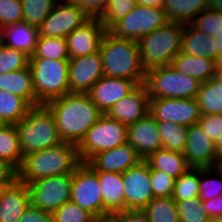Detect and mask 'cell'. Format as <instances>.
Instances as JSON below:
<instances>
[{
  "mask_svg": "<svg viewBox=\"0 0 222 222\" xmlns=\"http://www.w3.org/2000/svg\"><path fill=\"white\" fill-rule=\"evenodd\" d=\"M127 136L128 126L102 114L77 145L81 162L87 163L95 154L125 144Z\"/></svg>",
  "mask_w": 222,
  "mask_h": 222,
  "instance_id": "ba28073f",
  "label": "cell"
},
{
  "mask_svg": "<svg viewBox=\"0 0 222 222\" xmlns=\"http://www.w3.org/2000/svg\"><path fill=\"white\" fill-rule=\"evenodd\" d=\"M215 49H217V63L222 62V30L215 37Z\"/></svg>",
  "mask_w": 222,
  "mask_h": 222,
  "instance_id": "db71d44e",
  "label": "cell"
},
{
  "mask_svg": "<svg viewBox=\"0 0 222 222\" xmlns=\"http://www.w3.org/2000/svg\"><path fill=\"white\" fill-rule=\"evenodd\" d=\"M45 106L53 114L60 139L75 145L103 114L88 93L69 92Z\"/></svg>",
  "mask_w": 222,
  "mask_h": 222,
  "instance_id": "6da1fadb",
  "label": "cell"
},
{
  "mask_svg": "<svg viewBox=\"0 0 222 222\" xmlns=\"http://www.w3.org/2000/svg\"><path fill=\"white\" fill-rule=\"evenodd\" d=\"M218 74L222 77V62L218 64Z\"/></svg>",
  "mask_w": 222,
  "mask_h": 222,
  "instance_id": "680465c9",
  "label": "cell"
},
{
  "mask_svg": "<svg viewBox=\"0 0 222 222\" xmlns=\"http://www.w3.org/2000/svg\"><path fill=\"white\" fill-rule=\"evenodd\" d=\"M202 206L210 219L222 217V194L210 200L202 201Z\"/></svg>",
  "mask_w": 222,
  "mask_h": 222,
  "instance_id": "f907efd6",
  "label": "cell"
},
{
  "mask_svg": "<svg viewBox=\"0 0 222 222\" xmlns=\"http://www.w3.org/2000/svg\"><path fill=\"white\" fill-rule=\"evenodd\" d=\"M190 24L207 33L212 38L218 36V33L222 30V13L212 10L209 7L202 10Z\"/></svg>",
  "mask_w": 222,
  "mask_h": 222,
  "instance_id": "b9f144b4",
  "label": "cell"
},
{
  "mask_svg": "<svg viewBox=\"0 0 222 222\" xmlns=\"http://www.w3.org/2000/svg\"><path fill=\"white\" fill-rule=\"evenodd\" d=\"M196 100L201 115L222 114V77L217 74L200 83Z\"/></svg>",
  "mask_w": 222,
  "mask_h": 222,
  "instance_id": "f1b7e54d",
  "label": "cell"
},
{
  "mask_svg": "<svg viewBox=\"0 0 222 222\" xmlns=\"http://www.w3.org/2000/svg\"><path fill=\"white\" fill-rule=\"evenodd\" d=\"M208 7L222 13V0H208Z\"/></svg>",
  "mask_w": 222,
  "mask_h": 222,
  "instance_id": "11a10c76",
  "label": "cell"
},
{
  "mask_svg": "<svg viewBox=\"0 0 222 222\" xmlns=\"http://www.w3.org/2000/svg\"><path fill=\"white\" fill-rule=\"evenodd\" d=\"M184 24L167 22L137 42L144 69L171 65L172 59L181 51Z\"/></svg>",
  "mask_w": 222,
  "mask_h": 222,
  "instance_id": "5b68a950",
  "label": "cell"
},
{
  "mask_svg": "<svg viewBox=\"0 0 222 222\" xmlns=\"http://www.w3.org/2000/svg\"><path fill=\"white\" fill-rule=\"evenodd\" d=\"M97 222H109L107 219L104 220H98Z\"/></svg>",
  "mask_w": 222,
  "mask_h": 222,
  "instance_id": "6125c7cd",
  "label": "cell"
},
{
  "mask_svg": "<svg viewBox=\"0 0 222 222\" xmlns=\"http://www.w3.org/2000/svg\"><path fill=\"white\" fill-rule=\"evenodd\" d=\"M216 39L207 33L199 31L190 23L184 24L181 51L193 56L213 59L217 62V49H215Z\"/></svg>",
  "mask_w": 222,
  "mask_h": 222,
  "instance_id": "484cf974",
  "label": "cell"
},
{
  "mask_svg": "<svg viewBox=\"0 0 222 222\" xmlns=\"http://www.w3.org/2000/svg\"><path fill=\"white\" fill-rule=\"evenodd\" d=\"M30 56L0 42V74L18 71L29 66Z\"/></svg>",
  "mask_w": 222,
  "mask_h": 222,
  "instance_id": "ab89813d",
  "label": "cell"
},
{
  "mask_svg": "<svg viewBox=\"0 0 222 222\" xmlns=\"http://www.w3.org/2000/svg\"><path fill=\"white\" fill-rule=\"evenodd\" d=\"M106 219L109 222H149L142 210H124L110 214Z\"/></svg>",
  "mask_w": 222,
  "mask_h": 222,
  "instance_id": "c3c4849f",
  "label": "cell"
},
{
  "mask_svg": "<svg viewBox=\"0 0 222 222\" xmlns=\"http://www.w3.org/2000/svg\"><path fill=\"white\" fill-rule=\"evenodd\" d=\"M142 211L149 222H180L176 201L172 197L153 198Z\"/></svg>",
  "mask_w": 222,
  "mask_h": 222,
  "instance_id": "836d02e7",
  "label": "cell"
},
{
  "mask_svg": "<svg viewBox=\"0 0 222 222\" xmlns=\"http://www.w3.org/2000/svg\"><path fill=\"white\" fill-rule=\"evenodd\" d=\"M17 180V169L8 162L0 160V183H15Z\"/></svg>",
  "mask_w": 222,
  "mask_h": 222,
  "instance_id": "816d5d0a",
  "label": "cell"
},
{
  "mask_svg": "<svg viewBox=\"0 0 222 222\" xmlns=\"http://www.w3.org/2000/svg\"><path fill=\"white\" fill-rule=\"evenodd\" d=\"M14 183H0V199Z\"/></svg>",
  "mask_w": 222,
  "mask_h": 222,
  "instance_id": "6f0895ef",
  "label": "cell"
},
{
  "mask_svg": "<svg viewBox=\"0 0 222 222\" xmlns=\"http://www.w3.org/2000/svg\"><path fill=\"white\" fill-rule=\"evenodd\" d=\"M36 99L41 105L69 93V59L30 58Z\"/></svg>",
  "mask_w": 222,
  "mask_h": 222,
  "instance_id": "8992f818",
  "label": "cell"
},
{
  "mask_svg": "<svg viewBox=\"0 0 222 222\" xmlns=\"http://www.w3.org/2000/svg\"><path fill=\"white\" fill-rule=\"evenodd\" d=\"M136 5L135 0H107L105 11L99 19L108 30L116 21L126 17Z\"/></svg>",
  "mask_w": 222,
  "mask_h": 222,
  "instance_id": "7bdbcfd3",
  "label": "cell"
},
{
  "mask_svg": "<svg viewBox=\"0 0 222 222\" xmlns=\"http://www.w3.org/2000/svg\"><path fill=\"white\" fill-rule=\"evenodd\" d=\"M59 0H21L23 22L39 27Z\"/></svg>",
  "mask_w": 222,
  "mask_h": 222,
  "instance_id": "8d00e7d4",
  "label": "cell"
},
{
  "mask_svg": "<svg viewBox=\"0 0 222 222\" xmlns=\"http://www.w3.org/2000/svg\"><path fill=\"white\" fill-rule=\"evenodd\" d=\"M142 160L137 151L126 142L113 149L95 154L87 164L95 171L123 173L138 165Z\"/></svg>",
  "mask_w": 222,
  "mask_h": 222,
  "instance_id": "ffe728a7",
  "label": "cell"
},
{
  "mask_svg": "<svg viewBox=\"0 0 222 222\" xmlns=\"http://www.w3.org/2000/svg\"><path fill=\"white\" fill-rule=\"evenodd\" d=\"M210 222H222V217L212 218Z\"/></svg>",
  "mask_w": 222,
  "mask_h": 222,
  "instance_id": "91938a15",
  "label": "cell"
},
{
  "mask_svg": "<svg viewBox=\"0 0 222 222\" xmlns=\"http://www.w3.org/2000/svg\"><path fill=\"white\" fill-rule=\"evenodd\" d=\"M74 5L80 6L91 17H100L105 11L107 0H65Z\"/></svg>",
  "mask_w": 222,
  "mask_h": 222,
  "instance_id": "7dc6e473",
  "label": "cell"
},
{
  "mask_svg": "<svg viewBox=\"0 0 222 222\" xmlns=\"http://www.w3.org/2000/svg\"><path fill=\"white\" fill-rule=\"evenodd\" d=\"M149 114L156 121H167L188 127L197 124L201 113L196 98L149 99Z\"/></svg>",
  "mask_w": 222,
  "mask_h": 222,
  "instance_id": "4fadbf2b",
  "label": "cell"
},
{
  "mask_svg": "<svg viewBox=\"0 0 222 222\" xmlns=\"http://www.w3.org/2000/svg\"><path fill=\"white\" fill-rule=\"evenodd\" d=\"M177 71L206 82L218 74V63L213 59L179 52L171 62Z\"/></svg>",
  "mask_w": 222,
  "mask_h": 222,
  "instance_id": "d4e9b609",
  "label": "cell"
},
{
  "mask_svg": "<svg viewBox=\"0 0 222 222\" xmlns=\"http://www.w3.org/2000/svg\"><path fill=\"white\" fill-rule=\"evenodd\" d=\"M18 222H52V214L29 204Z\"/></svg>",
  "mask_w": 222,
  "mask_h": 222,
  "instance_id": "681fc988",
  "label": "cell"
},
{
  "mask_svg": "<svg viewBox=\"0 0 222 222\" xmlns=\"http://www.w3.org/2000/svg\"><path fill=\"white\" fill-rule=\"evenodd\" d=\"M145 161L149 164L150 169L162 171L175 179L190 168L183 153L163 148L152 152Z\"/></svg>",
  "mask_w": 222,
  "mask_h": 222,
  "instance_id": "83f0119b",
  "label": "cell"
},
{
  "mask_svg": "<svg viewBox=\"0 0 222 222\" xmlns=\"http://www.w3.org/2000/svg\"><path fill=\"white\" fill-rule=\"evenodd\" d=\"M167 22L164 8L137 4L126 17L116 21L107 31L117 38L138 41Z\"/></svg>",
  "mask_w": 222,
  "mask_h": 222,
  "instance_id": "9c48e42d",
  "label": "cell"
},
{
  "mask_svg": "<svg viewBox=\"0 0 222 222\" xmlns=\"http://www.w3.org/2000/svg\"><path fill=\"white\" fill-rule=\"evenodd\" d=\"M217 163L222 160V134L215 142Z\"/></svg>",
  "mask_w": 222,
  "mask_h": 222,
  "instance_id": "9f6ffc18",
  "label": "cell"
},
{
  "mask_svg": "<svg viewBox=\"0 0 222 222\" xmlns=\"http://www.w3.org/2000/svg\"><path fill=\"white\" fill-rule=\"evenodd\" d=\"M107 29L99 17H91L82 26L67 35L69 58L85 56L100 50Z\"/></svg>",
  "mask_w": 222,
  "mask_h": 222,
  "instance_id": "e0dca14e",
  "label": "cell"
},
{
  "mask_svg": "<svg viewBox=\"0 0 222 222\" xmlns=\"http://www.w3.org/2000/svg\"><path fill=\"white\" fill-rule=\"evenodd\" d=\"M200 168H189L179 178L175 179L172 198L185 200L200 195Z\"/></svg>",
  "mask_w": 222,
  "mask_h": 222,
  "instance_id": "d590c367",
  "label": "cell"
},
{
  "mask_svg": "<svg viewBox=\"0 0 222 222\" xmlns=\"http://www.w3.org/2000/svg\"><path fill=\"white\" fill-rule=\"evenodd\" d=\"M136 4L141 6H148V7H161L165 3V0H135Z\"/></svg>",
  "mask_w": 222,
  "mask_h": 222,
  "instance_id": "f5cc1de1",
  "label": "cell"
},
{
  "mask_svg": "<svg viewBox=\"0 0 222 222\" xmlns=\"http://www.w3.org/2000/svg\"><path fill=\"white\" fill-rule=\"evenodd\" d=\"M200 83L196 78L177 71L171 65L147 70L144 81L149 99L196 98Z\"/></svg>",
  "mask_w": 222,
  "mask_h": 222,
  "instance_id": "52a82bcc",
  "label": "cell"
},
{
  "mask_svg": "<svg viewBox=\"0 0 222 222\" xmlns=\"http://www.w3.org/2000/svg\"><path fill=\"white\" fill-rule=\"evenodd\" d=\"M29 204L27 184L17 180L0 199V222H18Z\"/></svg>",
  "mask_w": 222,
  "mask_h": 222,
  "instance_id": "4316f807",
  "label": "cell"
},
{
  "mask_svg": "<svg viewBox=\"0 0 222 222\" xmlns=\"http://www.w3.org/2000/svg\"><path fill=\"white\" fill-rule=\"evenodd\" d=\"M183 155L190 168L217 166L215 142L208 137L199 123L187 127V138Z\"/></svg>",
  "mask_w": 222,
  "mask_h": 222,
  "instance_id": "9a60e30c",
  "label": "cell"
},
{
  "mask_svg": "<svg viewBox=\"0 0 222 222\" xmlns=\"http://www.w3.org/2000/svg\"><path fill=\"white\" fill-rule=\"evenodd\" d=\"M72 202L103 220V199L97 172L87 163H81L73 172Z\"/></svg>",
  "mask_w": 222,
  "mask_h": 222,
  "instance_id": "8fae6325",
  "label": "cell"
},
{
  "mask_svg": "<svg viewBox=\"0 0 222 222\" xmlns=\"http://www.w3.org/2000/svg\"><path fill=\"white\" fill-rule=\"evenodd\" d=\"M127 142L145 160L152 152L162 148L156 120L148 113L128 126Z\"/></svg>",
  "mask_w": 222,
  "mask_h": 222,
  "instance_id": "44dd1931",
  "label": "cell"
},
{
  "mask_svg": "<svg viewBox=\"0 0 222 222\" xmlns=\"http://www.w3.org/2000/svg\"><path fill=\"white\" fill-rule=\"evenodd\" d=\"M52 214V222H97L98 219L89 211L71 200L63 204Z\"/></svg>",
  "mask_w": 222,
  "mask_h": 222,
  "instance_id": "60d3db41",
  "label": "cell"
},
{
  "mask_svg": "<svg viewBox=\"0 0 222 222\" xmlns=\"http://www.w3.org/2000/svg\"><path fill=\"white\" fill-rule=\"evenodd\" d=\"M136 86L134 81L103 75L87 93L99 110L106 114L117 101L129 94Z\"/></svg>",
  "mask_w": 222,
  "mask_h": 222,
  "instance_id": "d6986e66",
  "label": "cell"
},
{
  "mask_svg": "<svg viewBox=\"0 0 222 222\" xmlns=\"http://www.w3.org/2000/svg\"><path fill=\"white\" fill-rule=\"evenodd\" d=\"M23 22L21 0H0V29Z\"/></svg>",
  "mask_w": 222,
  "mask_h": 222,
  "instance_id": "ee69618b",
  "label": "cell"
},
{
  "mask_svg": "<svg viewBox=\"0 0 222 222\" xmlns=\"http://www.w3.org/2000/svg\"><path fill=\"white\" fill-rule=\"evenodd\" d=\"M162 148L183 153L187 138V127L167 121H156Z\"/></svg>",
  "mask_w": 222,
  "mask_h": 222,
  "instance_id": "d6a6232c",
  "label": "cell"
},
{
  "mask_svg": "<svg viewBox=\"0 0 222 222\" xmlns=\"http://www.w3.org/2000/svg\"><path fill=\"white\" fill-rule=\"evenodd\" d=\"M90 18L91 16L80 6L59 0L38 27V33L44 37L66 38Z\"/></svg>",
  "mask_w": 222,
  "mask_h": 222,
  "instance_id": "7c38bea8",
  "label": "cell"
},
{
  "mask_svg": "<svg viewBox=\"0 0 222 222\" xmlns=\"http://www.w3.org/2000/svg\"><path fill=\"white\" fill-rule=\"evenodd\" d=\"M217 175V178H210L211 174ZM205 177V178H204ZM209 177V178H208ZM207 178V179H206ZM199 198L202 201L210 200L222 194V172L218 167L200 168V181H199Z\"/></svg>",
  "mask_w": 222,
  "mask_h": 222,
  "instance_id": "f35d334b",
  "label": "cell"
},
{
  "mask_svg": "<svg viewBox=\"0 0 222 222\" xmlns=\"http://www.w3.org/2000/svg\"><path fill=\"white\" fill-rule=\"evenodd\" d=\"M175 201L180 222H210L199 196Z\"/></svg>",
  "mask_w": 222,
  "mask_h": 222,
  "instance_id": "74e56055",
  "label": "cell"
},
{
  "mask_svg": "<svg viewBox=\"0 0 222 222\" xmlns=\"http://www.w3.org/2000/svg\"><path fill=\"white\" fill-rule=\"evenodd\" d=\"M198 123L203 128L208 137L214 142H216L217 139L221 136L222 114L201 115Z\"/></svg>",
  "mask_w": 222,
  "mask_h": 222,
  "instance_id": "bcb514c9",
  "label": "cell"
},
{
  "mask_svg": "<svg viewBox=\"0 0 222 222\" xmlns=\"http://www.w3.org/2000/svg\"><path fill=\"white\" fill-rule=\"evenodd\" d=\"M73 174H63L37 179L27 184L32 207L54 212L71 199Z\"/></svg>",
  "mask_w": 222,
  "mask_h": 222,
  "instance_id": "30bf717a",
  "label": "cell"
},
{
  "mask_svg": "<svg viewBox=\"0 0 222 222\" xmlns=\"http://www.w3.org/2000/svg\"><path fill=\"white\" fill-rule=\"evenodd\" d=\"M30 58L69 59L66 38L39 36L35 52Z\"/></svg>",
  "mask_w": 222,
  "mask_h": 222,
  "instance_id": "e575fe53",
  "label": "cell"
},
{
  "mask_svg": "<svg viewBox=\"0 0 222 222\" xmlns=\"http://www.w3.org/2000/svg\"><path fill=\"white\" fill-rule=\"evenodd\" d=\"M4 123L1 121V119H0V126H2Z\"/></svg>",
  "mask_w": 222,
  "mask_h": 222,
  "instance_id": "be15d7a7",
  "label": "cell"
},
{
  "mask_svg": "<svg viewBox=\"0 0 222 222\" xmlns=\"http://www.w3.org/2000/svg\"><path fill=\"white\" fill-rule=\"evenodd\" d=\"M32 107L21 97L0 90V119L4 124H16Z\"/></svg>",
  "mask_w": 222,
  "mask_h": 222,
  "instance_id": "1f68e13d",
  "label": "cell"
},
{
  "mask_svg": "<svg viewBox=\"0 0 222 222\" xmlns=\"http://www.w3.org/2000/svg\"><path fill=\"white\" fill-rule=\"evenodd\" d=\"M39 37L38 28L25 22L11 24L0 29V42L32 56Z\"/></svg>",
  "mask_w": 222,
  "mask_h": 222,
  "instance_id": "603a6c76",
  "label": "cell"
},
{
  "mask_svg": "<svg viewBox=\"0 0 222 222\" xmlns=\"http://www.w3.org/2000/svg\"><path fill=\"white\" fill-rule=\"evenodd\" d=\"M103 76V63L100 51L69 58V91L87 93Z\"/></svg>",
  "mask_w": 222,
  "mask_h": 222,
  "instance_id": "2e32d148",
  "label": "cell"
},
{
  "mask_svg": "<svg viewBox=\"0 0 222 222\" xmlns=\"http://www.w3.org/2000/svg\"><path fill=\"white\" fill-rule=\"evenodd\" d=\"M99 51L104 76L125 78L137 85L144 83L146 70L141 62L137 41L117 38L107 31Z\"/></svg>",
  "mask_w": 222,
  "mask_h": 222,
  "instance_id": "3957f363",
  "label": "cell"
},
{
  "mask_svg": "<svg viewBox=\"0 0 222 222\" xmlns=\"http://www.w3.org/2000/svg\"><path fill=\"white\" fill-rule=\"evenodd\" d=\"M23 157L15 124L0 126V160L8 162L18 170Z\"/></svg>",
  "mask_w": 222,
  "mask_h": 222,
  "instance_id": "4dcf8cb0",
  "label": "cell"
},
{
  "mask_svg": "<svg viewBox=\"0 0 222 222\" xmlns=\"http://www.w3.org/2000/svg\"><path fill=\"white\" fill-rule=\"evenodd\" d=\"M15 127L23 155L63 142L59 137L53 114L45 105L32 107Z\"/></svg>",
  "mask_w": 222,
  "mask_h": 222,
  "instance_id": "277c9868",
  "label": "cell"
},
{
  "mask_svg": "<svg viewBox=\"0 0 222 222\" xmlns=\"http://www.w3.org/2000/svg\"><path fill=\"white\" fill-rule=\"evenodd\" d=\"M149 113V95L144 83L117 101L106 113L109 117L129 126Z\"/></svg>",
  "mask_w": 222,
  "mask_h": 222,
  "instance_id": "ac0fdd59",
  "label": "cell"
},
{
  "mask_svg": "<svg viewBox=\"0 0 222 222\" xmlns=\"http://www.w3.org/2000/svg\"><path fill=\"white\" fill-rule=\"evenodd\" d=\"M163 8L169 22L187 24L208 8V0H165Z\"/></svg>",
  "mask_w": 222,
  "mask_h": 222,
  "instance_id": "f546056e",
  "label": "cell"
},
{
  "mask_svg": "<svg viewBox=\"0 0 222 222\" xmlns=\"http://www.w3.org/2000/svg\"><path fill=\"white\" fill-rule=\"evenodd\" d=\"M150 178L154 198L172 196L175 178L155 169H150Z\"/></svg>",
  "mask_w": 222,
  "mask_h": 222,
  "instance_id": "f6af8a7d",
  "label": "cell"
},
{
  "mask_svg": "<svg viewBox=\"0 0 222 222\" xmlns=\"http://www.w3.org/2000/svg\"><path fill=\"white\" fill-rule=\"evenodd\" d=\"M125 210H143L154 198L150 166L142 160L138 165L122 173Z\"/></svg>",
  "mask_w": 222,
  "mask_h": 222,
  "instance_id": "5bb4252c",
  "label": "cell"
},
{
  "mask_svg": "<svg viewBox=\"0 0 222 222\" xmlns=\"http://www.w3.org/2000/svg\"><path fill=\"white\" fill-rule=\"evenodd\" d=\"M77 145L70 142L26 154L18 171V181L29 184L37 179L73 174L81 164Z\"/></svg>",
  "mask_w": 222,
  "mask_h": 222,
  "instance_id": "7a4b0ae2",
  "label": "cell"
},
{
  "mask_svg": "<svg viewBox=\"0 0 222 222\" xmlns=\"http://www.w3.org/2000/svg\"><path fill=\"white\" fill-rule=\"evenodd\" d=\"M217 167L222 172V160L217 163Z\"/></svg>",
  "mask_w": 222,
  "mask_h": 222,
  "instance_id": "94428289",
  "label": "cell"
},
{
  "mask_svg": "<svg viewBox=\"0 0 222 222\" xmlns=\"http://www.w3.org/2000/svg\"><path fill=\"white\" fill-rule=\"evenodd\" d=\"M0 90L23 98L31 107L41 104L36 99L30 66L9 73L0 74Z\"/></svg>",
  "mask_w": 222,
  "mask_h": 222,
  "instance_id": "cb8c5ba5",
  "label": "cell"
},
{
  "mask_svg": "<svg viewBox=\"0 0 222 222\" xmlns=\"http://www.w3.org/2000/svg\"><path fill=\"white\" fill-rule=\"evenodd\" d=\"M103 199V220L110 214L125 210L122 173L96 171Z\"/></svg>",
  "mask_w": 222,
  "mask_h": 222,
  "instance_id": "7402d4cb",
  "label": "cell"
}]
</instances>
